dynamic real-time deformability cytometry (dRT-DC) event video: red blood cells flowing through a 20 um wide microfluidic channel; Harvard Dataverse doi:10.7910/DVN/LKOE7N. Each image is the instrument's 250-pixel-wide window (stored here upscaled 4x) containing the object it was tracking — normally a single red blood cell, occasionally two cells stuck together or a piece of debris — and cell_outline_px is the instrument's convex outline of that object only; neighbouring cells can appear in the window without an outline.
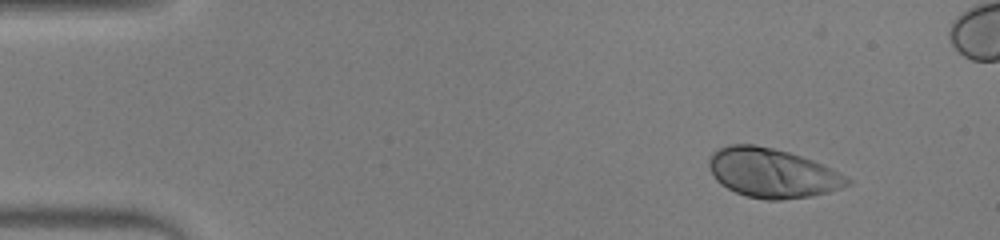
{"species": "human", "species_latin": "Homo sapiens", "temperature_condition": "warm", "stored_images_in_passage": 45, "camera_frame_rate_fps": 3000, "um_per_image_px": 0.085, "donor": {"sex": "male"}, "frame": {"image": 1, "passage_image": 1, "time_ms": 0.0, "image_size_px": [1000, 240], "cell_outline_px": [[852, 184], [828, 192], [812, 196], [780, 200], [768, 200], [748, 196], [736, 192], [720, 184], [716, 180], [708, 164], [708, 160], [712, 152], [728, 144], [752, 144], [772, 148], [788, 152], [812, 160], [852, 180]], "centroid_in_image_um": [65.61, 14.71], "position_along_channel_um": 19.4, "area_um2": 39.3}}
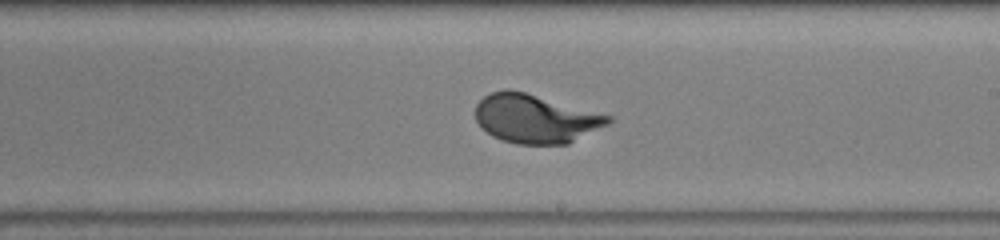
{"frame": {"image": 2, "passage_image": 24, "time_ms": 7.667, "image_size_px": [1000, 240], "cell_outline_px": [[612, 120], [608, 124], [568, 144], [516, 144], [492, 136], [476, 120], [476, 104], [484, 96], [492, 92], [508, 88], [524, 92], [612, 116]], "centroid_in_image_um": [45.51, 10.08], "position_along_channel_um": 243.5, "area_um2": 37.28}}
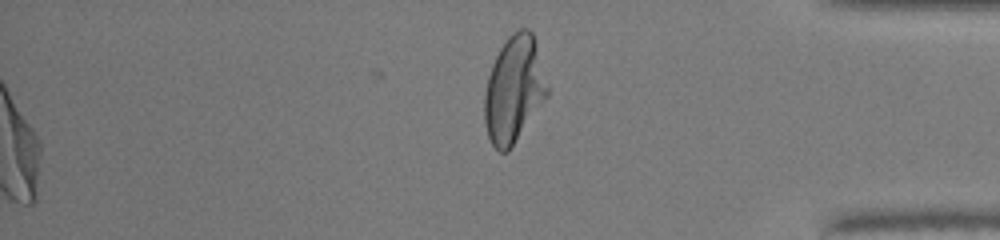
{"frame": {"image": 3, "passage_image": 45, "time_ms": 14.667, "image_size_px": [1000, 240], "cell_outline_px": [[548, 96], [508, 152], [500, 152], [492, 144], [488, 136], [484, 124], [484, 92], [488, 76], [492, 64], [500, 48], [508, 36], [512, 32], [520, 28], [528, 28], [532, 32], [548, 88]], "centroid_in_image_um": [43.66, 7.62], "position_along_channel_um": 391.5, "area_um2": 38.73}, "authors_computed_cell_mechanics": {"area_um2": 38.0902, "velocity_mm_per_s": 4.262, "shape_relaxation_time_tau1_ms": 2.2713, "shape_relaxation_time_tau2_ms": null, "deformation_change_tau1": 0.17, "deformation_change_tau2": null}}